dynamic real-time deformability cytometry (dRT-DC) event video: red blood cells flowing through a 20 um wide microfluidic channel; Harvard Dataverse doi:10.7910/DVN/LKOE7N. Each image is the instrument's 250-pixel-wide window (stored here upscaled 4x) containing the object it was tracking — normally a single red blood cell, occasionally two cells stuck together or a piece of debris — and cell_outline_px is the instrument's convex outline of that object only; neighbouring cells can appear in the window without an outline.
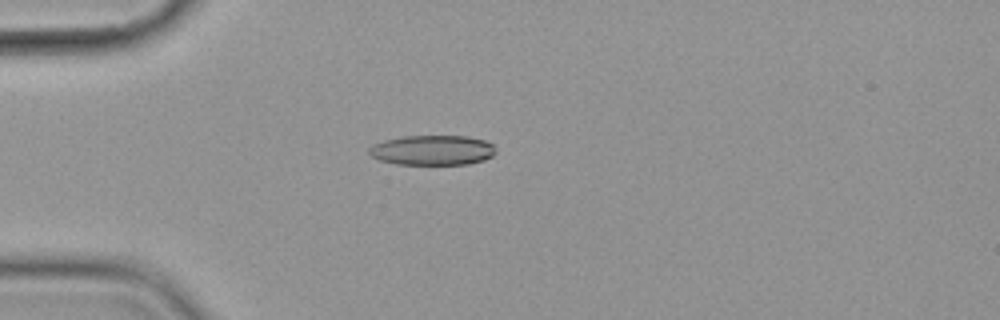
{"species": "common noctule bat (a hibernating species)", "species_latin": "Nyctalus noctula", "temperature_condition": "cold", "stored_images_in_passage": 7, "segment_of_instrument_passage": [1, 2], "camera_frame_rate_fps": 3000, "um_per_image_px": 0.085, "animal": {"sex": "female", "body_mass_g": 19.9}, "frame": {"image": 1, "passage_image": 1, "time_ms": 0.0, "image_size_px": [1000, 320], "cell_outline_px": [[496, 152], [492, 156], [484, 160], [468, 164], [396, 164], [380, 160], [372, 156], [368, 152], [368, 148], [372, 144], [384, 140], [400, 136], [468, 136], [484, 140], [492, 144], [496, 148]], "centroid_in_image_um": [36.75, 12.76], "position_along_channel_um": 48.2, "area_um2": 22.25}}